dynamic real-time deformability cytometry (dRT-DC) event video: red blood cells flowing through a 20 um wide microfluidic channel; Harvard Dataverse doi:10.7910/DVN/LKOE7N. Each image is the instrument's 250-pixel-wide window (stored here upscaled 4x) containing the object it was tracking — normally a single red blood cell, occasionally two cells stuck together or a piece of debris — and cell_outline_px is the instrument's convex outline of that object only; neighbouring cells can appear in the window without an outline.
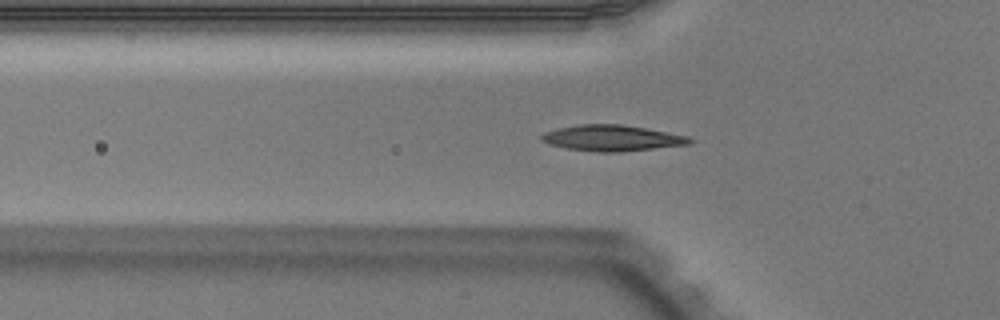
{"species": "Egyptian fruit bat (a non-hibernating species)", "species_latin": "Rousettus aegyptiacus", "temperature_condition": "warm", "stored_images_in_passage": 37, "camera_frame_rate_fps": 3000, "um_per_image_px": 0.085, "animal": {"sex": "male"}, "frame": {"image": 1, "passage_image": 2, "time_ms": 0.333, "image_size_px": [1000, 320], "cell_outline_px": [[692, 144], [620, 152], [596, 152], [568, 148], [548, 144], [540, 140], [540, 136], [544, 132], [556, 128], [580, 124], [624, 124], [688, 136], [692, 140]], "centroid_in_image_um": [52.0, 11.73], "position_along_channel_um": 73.8, "area_um2": 22.48}}
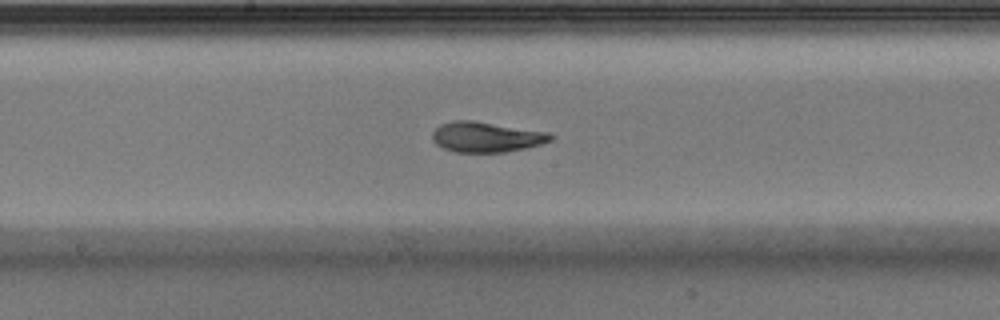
{"frame": {"image": 2, "passage_image": 12, "time_ms": 3.667, "image_size_px": [1000, 320], "cell_outline_px": [[556, 136], [552, 140], [540, 144], [524, 148], [504, 152], [456, 152], [444, 148], [436, 144], [432, 140], [432, 132], [440, 124], [452, 120], [472, 120], [548, 132]], "centroid_in_image_um": [41.32, 11.63], "position_along_channel_um": 206.9, "area_um2": 20.87}}
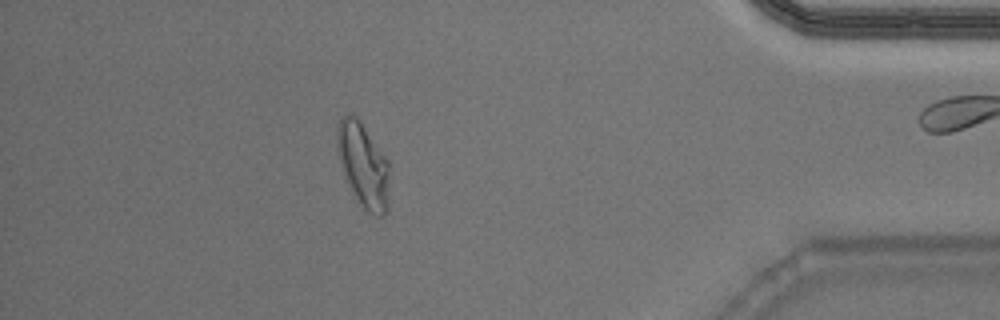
{"frame": {"image": 3, "passage_image": 30, "time_ms": 9.667, "image_size_px": [1000, 320], "cell_outline_px": [[388, 212], [384, 216], [376, 216], [368, 212], [360, 204], [348, 180], [340, 160], [336, 140], [336, 128], [340, 116], [348, 112], [356, 116], [360, 120], [388, 160]], "centroid_in_image_um": [30.88, 13.98], "position_along_channel_um": 404.3, "area_um2": 25.43}, "authors_computed_cell_mechanics": {"area_um2": 21.3282, "velocity_mm_per_s": 3.9625, "shape_relaxation_time_tau1_ms": 3.686, "shape_relaxation_time_tau2_ms": 1.6769, "deformation_change_tau1": 0.1783, "deformation_change_tau2": 0.0798}}